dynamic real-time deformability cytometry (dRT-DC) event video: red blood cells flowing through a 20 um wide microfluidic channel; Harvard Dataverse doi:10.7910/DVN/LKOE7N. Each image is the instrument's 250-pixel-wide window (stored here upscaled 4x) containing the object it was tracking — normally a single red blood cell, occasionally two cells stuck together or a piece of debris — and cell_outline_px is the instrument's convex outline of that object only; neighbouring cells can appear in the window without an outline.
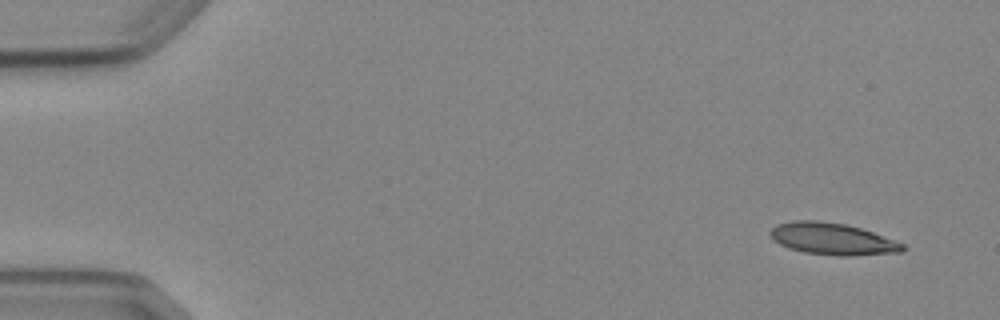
{"species": "Egyptian fruit bat (a non-hibernating species)", "species_latin": "Rousettus aegyptiacus", "temperature_condition": "cold", "stored_images_in_passage": 7, "camera_frame_rate_fps": 3000, "um_per_image_px": 0.085, "animal": {"sex": "female"}, "frame": {"image": 1, "passage_image": 1, "time_ms": 0.0, "image_size_px": [1000, 320], "cell_outline_px": [[908, 248], [904, 252], [848, 256], [840, 256], [804, 252], [788, 248], [780, 244], [768, 232], [776, 224], [792, 220], [816, 220], [844, 224], [860, 228], [872, 232], [904, 244]], "centroid_in_image_um": [70.77, 20.31], "position_along_channel_um": 14.2, "area_um2": 24.51}}
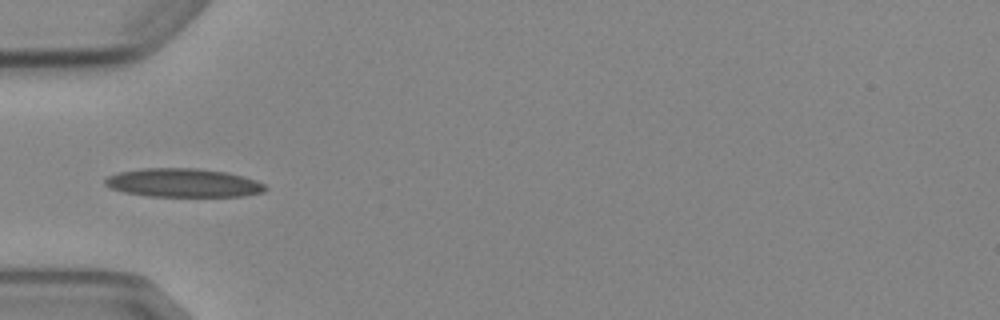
{"frame": {"image": 2, "passage_image": 5, "time_ms": 4.667, "image_size_px": [1000, 320], "cell_outline_px": [[268, 188], [264, 192], [244, 196], [148, 196], [124, 192], [112, 188], [104, 184], [104, 180], [108, 176], [120, 172], [140, 168], [196, 168], [224, 172], [256, 180], [264, 184]], "centroid_in_image_um": [15.57, 15.54], "position_along_channel_um": 69.4, "area_um2": 26.59}}
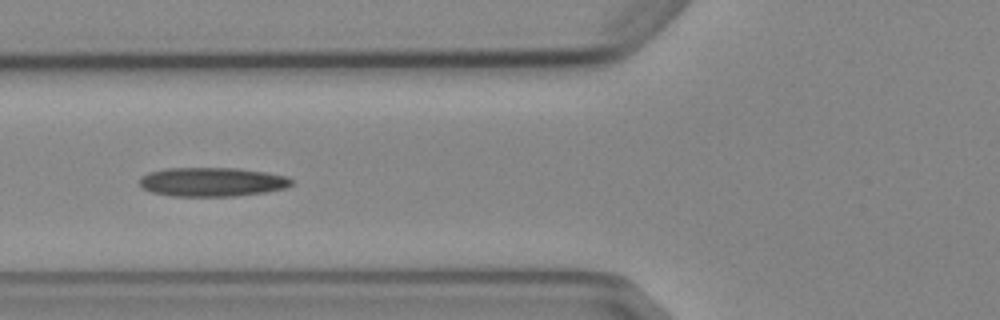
{"frame": {"image": 3, "passage_image": 6, "time_ms": 5.667, "image_size_px": [1000, 320], "cell_outline_px": [[292, 184], [284, 188], [264, 192], [236, 196], [172, 196], [152, 192], [144, 188], [140, 184], [140, 176], [148, 172], [164, 168], [236, 168], [264, 172], [288, 176], [292, 180]], "centroid_in_image_um": [18.0, 15.46], "position_along_channel_um": 107.8, "area_um2": 25.66}}